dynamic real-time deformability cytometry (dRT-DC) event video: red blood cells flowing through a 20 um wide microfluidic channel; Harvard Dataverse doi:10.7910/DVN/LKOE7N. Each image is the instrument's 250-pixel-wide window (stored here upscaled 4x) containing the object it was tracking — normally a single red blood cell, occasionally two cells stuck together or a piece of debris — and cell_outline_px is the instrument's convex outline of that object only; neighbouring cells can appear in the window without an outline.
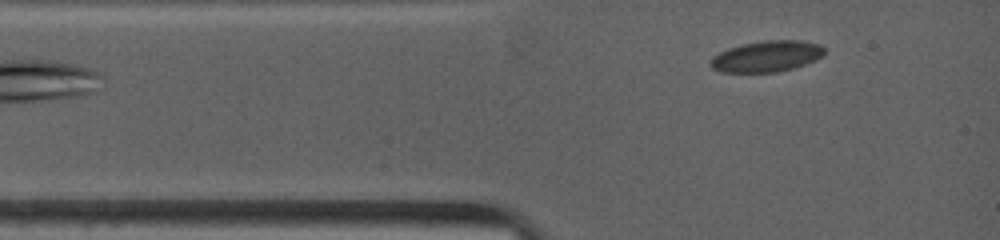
{"species": "common noctule bat (a hibernating species)", "species_latin": "Nyctalus noctula", "temperature_condition": "warm", "stored_images_in_passage": 14, "camera_frame_rate_fps": 4500, "um_per_image_px": 0.085, "animal": {"sex": "female", "body_mass_g": 19.0, "forearm_length_mm": 53.3}, "frame": {"image": 1, "passage_image": 4, "time_ms": 1.111, "image_size_px": [1000, 240], "cell_outline_px": [[824, 56], [816, 60], [792, 68], [776, 72], [720, 72], [712, 68], [712, 56], [728, 48], [744, 44], [764, 40], [800, 40], [820, 44], [824, 48]], "centroid_in_image_um": [65.2, 4.78], "position_along_channel_um": 19.8, "area_um2": 20.52}}
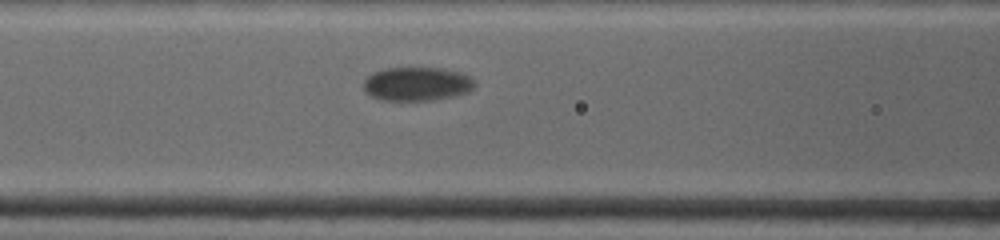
{"frame": {"image": 2, "passage_image": 10, "time_ms": 4.889, "image_size_px": [1000, 240], "cell_outline_px": [[476, 84], [468, 92], [452, 96], [432, 100], [380, 100], [364, 92], [364, 80], [372, 72], [384, 68], [444, 68], [460, 72], [468, 76]], "centroid_in_image_um": [35.4, 7.13], "position_along_channel_um": 131.2, "area_um2": 21.85}}
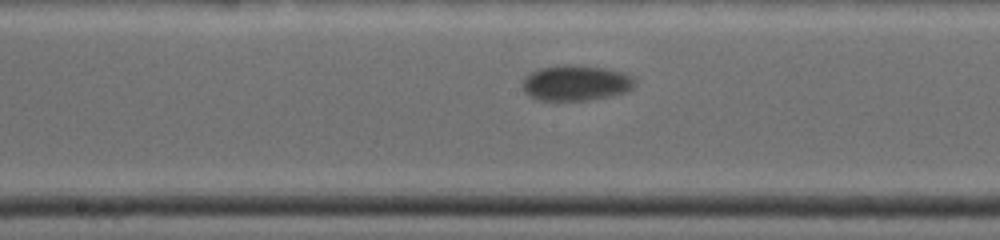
{"frame": {"image": 3, "passage_image": 13, "time_ms": 6.889, "image_size_px": [1000, 240], "cell_outline_px": [[636, 84], [628, 92], [612, 96], [588, 100], [540, 100], [528, 96], [524, 92], [524, 80], [532, 72], [540, 68], [560, 64], [576, 64], [608, 68], [632, 76], [636, 80]], "centroid_in_image_um": [49.0, 7.04], "position_along_channel_um": 199.2, "area_um2": 23.47}}